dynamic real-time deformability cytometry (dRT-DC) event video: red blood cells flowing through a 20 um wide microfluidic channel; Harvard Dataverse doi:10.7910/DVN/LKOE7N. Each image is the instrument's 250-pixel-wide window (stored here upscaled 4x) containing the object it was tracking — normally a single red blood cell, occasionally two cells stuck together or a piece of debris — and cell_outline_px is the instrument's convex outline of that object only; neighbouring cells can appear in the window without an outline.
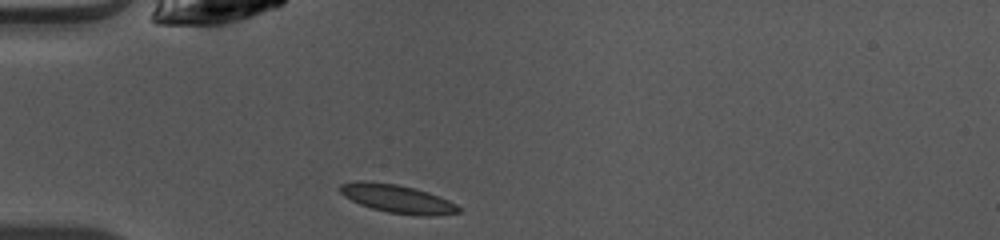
{"species": "common noctule bat (a hibernating species)", "species_latin": "Nyctalus noctula", "temperature_condition": "warm", "stored_images_in_passage": 36, "camera_frame_rate_fps": 3000, "um_per_image_px": 0.085, "animal": {"sex": "female", "body_mass_g": 10.0, "forearm_length_mm": 53.1}, "frame": {"image": 1, "passage_image": 1, "time_ms": 0.0, "image_size_px": [1000, 240], "cell_outline_px": [[460, 212], [432, 216], [416, 216], [388, 212], [372, 208], [360, 204], [344, 196], [340, 192], [340, 184], [356, 180], [368, 180], [396, 184], [428, 192], [448, 200], [456, 204], [460, 208]], "centroid_in_image_um": [33.75, 16.89], "position_along_channel_um": 51.2, "area_um2": 19.54}}
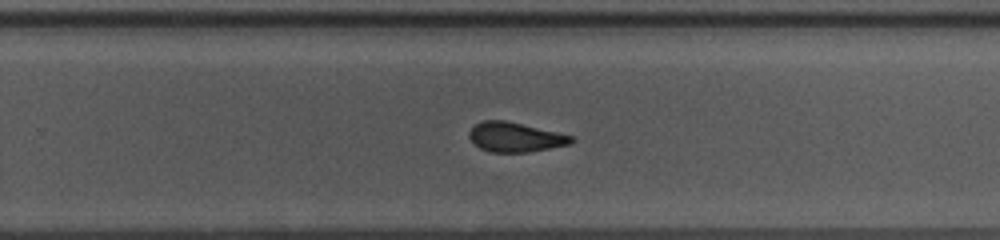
{"frame": {"image": 2, "passage_image": 19, "time_ms": 6.0, "image_size_px": [1000, 240], "cell_outline_px": [[576, 140], [572, 144], [528, 152], [492, 152], [480, 148], [468, 136], [468, 132], [480, 120], [504, 120], [556, 132], [572, 136]], "centroid_in_image_um": [43.8, 11.66], "position_along_channel_um": 286.0, "area_um2": 17.46}}
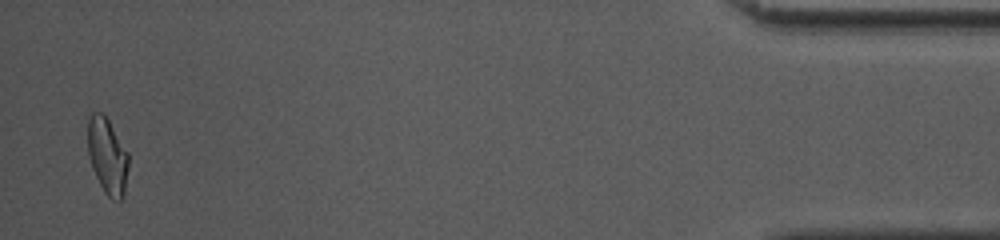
{"frame": {"image": 3, "passage_image": 35, "time_ms": 11.333, "image_size_px": [1000, 240], "cell_outline_px": [[128, 168], [124, 196], [120, 200], [112, 200], [104, 192], [92, 168], [88, 156], [88, 120], [92, 112], [100, 112], [108, 120], [128, 152]], "centroid_in_image_um": [9.13, 13.29], "position_along_channel_um": 426.1, "area_um2": 17.98}, "authors_computed_cell_mechanics": {"area_um2": 18.2359, "velocity_mm_per_s": 4.0945, "shape_relaxation_time_tau1_ms": 4.9036, "shape_relaxation_time_tau2_ms": 1.8628, "deformation_change_tau1": 0.1596, "deformation_change_tau2": 0.0853}}